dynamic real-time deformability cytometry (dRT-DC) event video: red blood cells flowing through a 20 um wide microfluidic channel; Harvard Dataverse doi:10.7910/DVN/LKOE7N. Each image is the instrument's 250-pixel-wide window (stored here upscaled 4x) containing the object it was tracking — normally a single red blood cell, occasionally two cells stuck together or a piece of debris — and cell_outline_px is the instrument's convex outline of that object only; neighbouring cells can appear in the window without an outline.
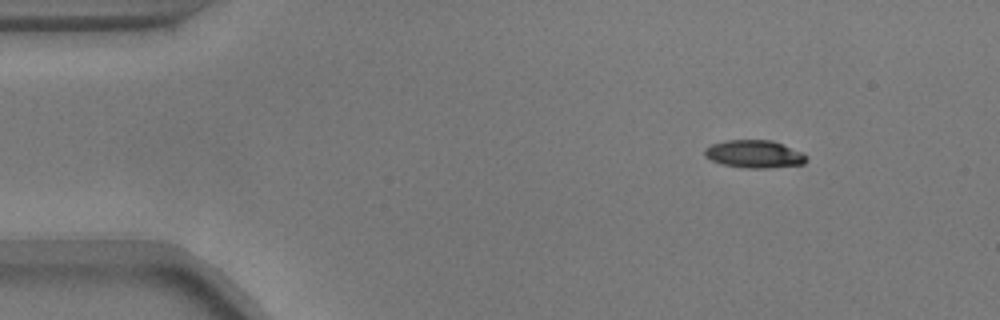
{"species": "common noctule bat (a hibernating species)", "species_latin": "Nyctalus noctula", "temperature_condition": "warm", "stored_images_in_passage": 48, "camera_frame_rate_fps": 3000, "um_per_image_px": 0.085, "animal": {"sex": "male", "body_mass_g": 17.9}, "frame": {"image": 1, "passage_image": 1, "time_ms": 0.0, "image_size_px": [1000, 320], "cell_outline_px": [[808, 160], [804, 164], [768, 168], [744, 168], [720, 164], [704, 156], [704, 148], [712, 144], [724, 140], [772, 140], [800, 152], [808, 156]], "centroid_in_image_um": [64.09, 13.1], "position_along_channel_um": 20.9, "area_um2": 16.53}}
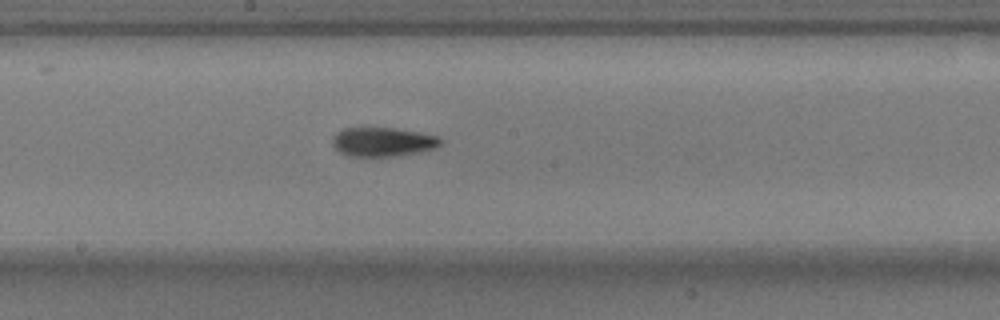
{"frame": {"image": 2, "passage_image": 23, "time_ms": 7.333, "image_size_px": [1000, 320], "cell_outline_px": [[444, 140], [436, 148], [420, 152], [396, 156], [348, 156], [340, 152], [332, 144], [332, 136], [336, 132], [344, 128], [396, 128], [420, 132], [440, 136]], "centroid_in_image_um": [32.57, 12.05], "position_along_channel_um": 215.6, "area_um2": 18.55}}
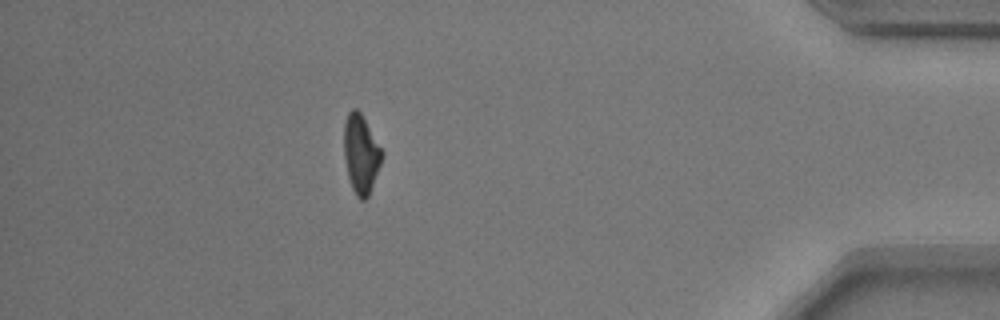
{"frame": {"image": 3, "passage_image": 42, "time_ms": 13.667, "image_size_px": [1000, 320], "cell_outline_px": [[384, 156], [368, 196], [364, 200], [360, 200], [356, 196], [352, 188], [348, 176], [344, 156], [344, 120], [348, 112], [352, 108], [356, 108], [360, 112], [384, 152]], "centroid_in_image_um": [30.68, 13.07], "position_along_channel_um": 404.5, "area_um2": 17.46}, "authors_computed_cell_mechanics": {"area_um2": 17.5134, "velocity_mm_per_s": 3.7366, "shape_relaxation_time_tau1_ms": 6.5752, "shape_relaxation_time_tau2_ms": 2.2833, "deformation_change_tau1": 0.2103, "deformation_change_tau2": 0.0943}}